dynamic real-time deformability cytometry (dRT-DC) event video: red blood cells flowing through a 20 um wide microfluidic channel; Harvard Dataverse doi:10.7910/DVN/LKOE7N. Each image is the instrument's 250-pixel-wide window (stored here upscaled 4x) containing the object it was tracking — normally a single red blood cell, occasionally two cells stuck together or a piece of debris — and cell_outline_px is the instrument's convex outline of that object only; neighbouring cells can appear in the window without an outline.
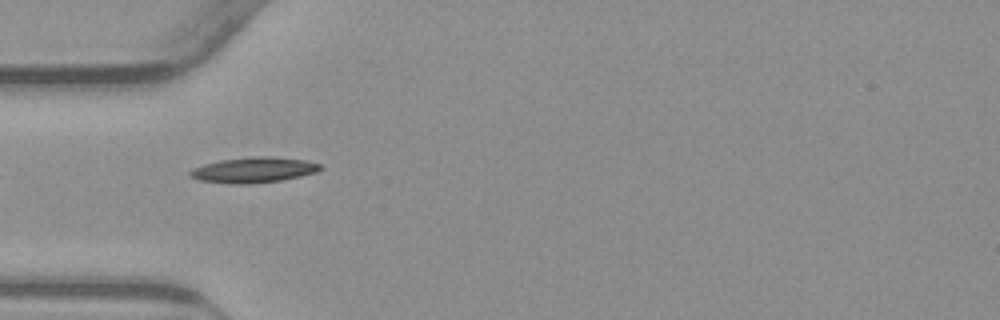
{"species": "common noctule bat (a hibernating species)", "species_latin": "Nyctalus noctula", "temperature_condition": "warm", "stored_images_in_passage": 19, "camera_frame_rate_fps": 3000, "um_per_image_px": 0.085, "animal": {"sex": "male", "body_mass_g": 23.1, "forearm_length_mm": 52.7}, "frame": {"image": 1, "passage_image": 1, "time_ms": 0.0, "image_size_px": [1000, 320], "cell_outline_px": [[324, 168], [316, 172], [300, 176], [280, 180], [248, 184], [228, 184], [200, 180], [188, 176], [188, 172], [192, 168], [204, 164], [220, 160], [252, 156], [268, 156], [304, 160], [320, 164]], "centroid_in_image_um": [21.52, 14.44], "position_along_channel_um": 63.5, "area_um2": 19.36}}
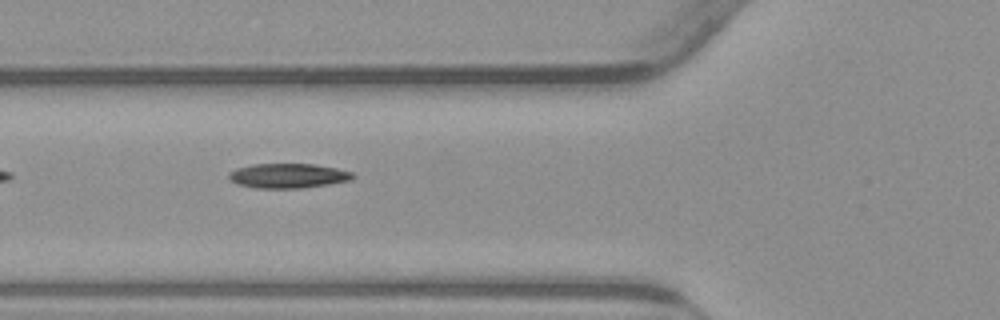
{"frame": {"image": 2, "passage_image": 4, "time_ms": 1.0, "image_size_px": [1000, 320], "cell_outline_px": [[356, 176], [352, 180], [304, 188], [256, 188], [236, 184], [228, 180], [228, 172], [236, 168], [252, 164], [316, 164], [336, 168], [352, 172]], "centroid_in_image_um": [24.46, 14.94], "position_along_channel_um": 101.3, "area_um2": 18.03}}
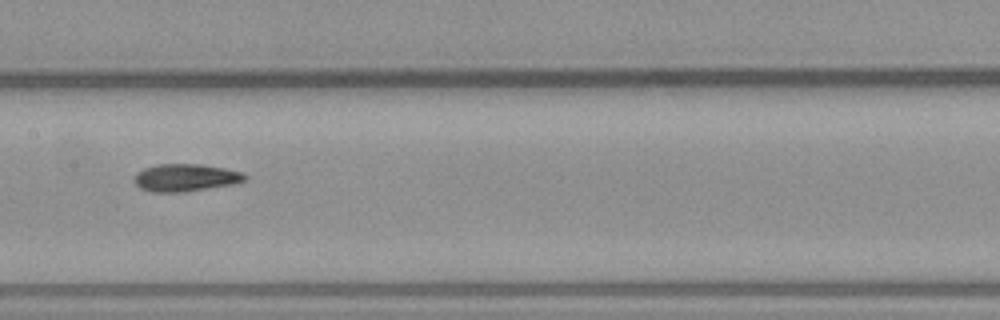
{"frame": {"image": 3, "passage_image": 11, "time_ms": 3.333, "image_size_px": [1000, 320], "cell_outline_px": [[248, 176], [244, 180], [232, 184], [184, 192], [152, 192], [140, 188], [132, 180], [136, 172], [144, 168], [156, 164], [200, 164], [224, 168], [244, 172]], "centroid_in_image_um": [15.73, 15.09], "position_along_channel_um": 191.7, "area_um2": 17.8}}